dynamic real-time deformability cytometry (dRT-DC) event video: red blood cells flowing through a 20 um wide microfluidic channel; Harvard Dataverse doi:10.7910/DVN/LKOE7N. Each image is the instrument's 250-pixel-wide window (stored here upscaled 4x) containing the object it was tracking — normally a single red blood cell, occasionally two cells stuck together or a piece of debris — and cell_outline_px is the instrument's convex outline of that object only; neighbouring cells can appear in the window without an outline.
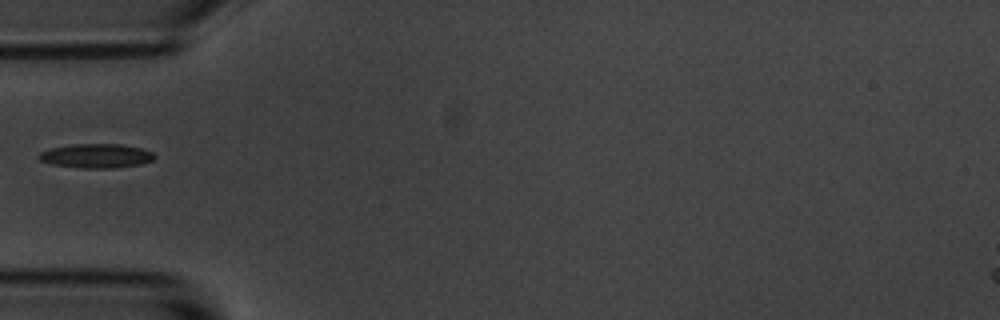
{"species": "common noctule bat (a hibernating species)", "species_latin": "Nyctalus noctula", "temperature_condition": "room temperature", "stored_images_in_passage": 6, "camera_frame_rate_fps": 3000, "um_per_image_px": 0.085, "animal": {"sex": "male", "body_mass_g": 20.1, "forearm_length_mm": 53.5}, "frame": {"image": 1, "passage_image": 5, "time_ms": 4.667, "image_size_px": [1000, 320], "cell_outline_px": [[156, 156], [152, 160], [140, 164], [116, 168], [80, 168], [52, 164], [40, 160], [36, 156], [40, 152], [52, 148], [72, 144], [120, 144], [140, 148], [152, 152]], "centroid_in_image_um": [8.17, 13.25], "position_along_channel_um": 76.8, "area_um2": 16.24}}